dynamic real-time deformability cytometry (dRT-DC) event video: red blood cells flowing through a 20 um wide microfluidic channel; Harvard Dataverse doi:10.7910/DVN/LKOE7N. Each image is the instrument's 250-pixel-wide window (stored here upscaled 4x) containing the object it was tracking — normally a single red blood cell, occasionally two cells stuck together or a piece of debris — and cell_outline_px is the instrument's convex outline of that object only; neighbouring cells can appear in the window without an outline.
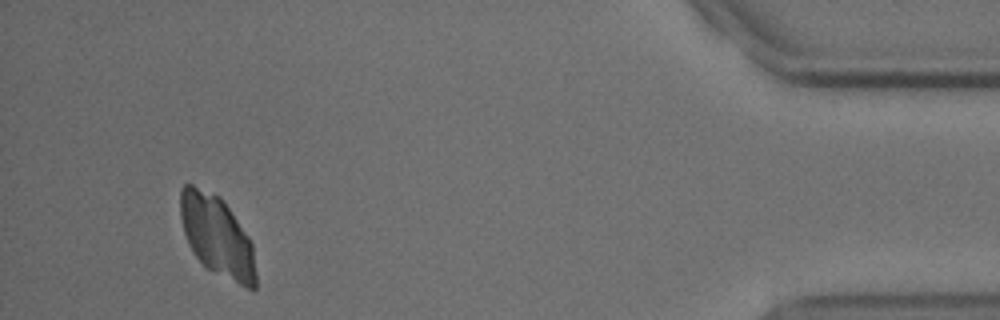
{"species": "common noctule bat (a hibernating species)", "species_latin": "Nyctalus noctula", "temperature_condition": "cold", "stored_images_in_passage": 38, "camera_frame_rate_fps": 3000, "um_per_image_px": 0.085, "animal": {"sex": "male", "body_mass_g": 18.8}, "frame": {"image": 1, "passage_image": 35, "time_ms": 11.333, "image_size_px": [1000, 320], "cell_outline_px": [[256, 288], [248, 288], [208, 268], [196, 256], [188, 244], [184, 232], [180, 216], [180, 188], [184, 184], [192, 184], [220, 196], [224, 200], [248, 236], [252, 244], [256, 276]], "centroid_in_image_um": [18.43, 20.01], "position_along_channel_um": 416.8, "area_um2": 35.08}}